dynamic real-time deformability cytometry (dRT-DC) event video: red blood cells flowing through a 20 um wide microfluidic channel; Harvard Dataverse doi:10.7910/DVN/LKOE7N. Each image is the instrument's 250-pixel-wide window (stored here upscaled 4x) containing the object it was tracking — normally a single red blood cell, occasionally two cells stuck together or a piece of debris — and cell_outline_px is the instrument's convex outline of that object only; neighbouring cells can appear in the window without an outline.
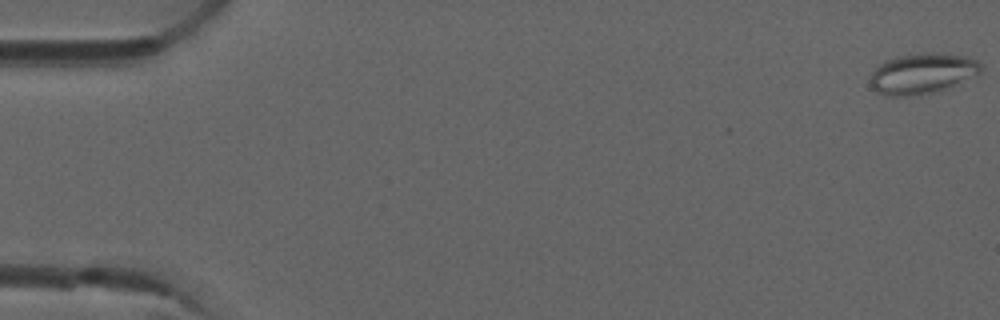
{"species": "common noctule bat (a hibernating species)", "species_latin": "Nyctalus noctula", "temperature_condition": "room temperature", "stored_images_in_passage": 5, "camera_frame_rate_fps": 3000, "um_per_image_px": 0.085, "animal": {"sex": "male", "forearm_length_mm": 52.5}, "frame": {"image": 1, "passage_image": 1, "time_ms": 0.0, "image_size_px": [1000, 320], "cell_outline_px": [[984, 68], [980, 72], [940, 92], [920, 96], [884, 96], [876, 92], [872, 88], [872, 72], [880, 64], [888, 60], [900, 56], [928, 52], [968, 56], [976, 60]], "centroid_in_image_um": [78.41, 6.28], "position_along_channel_um": 6.6, "area_um2": 26.18}}